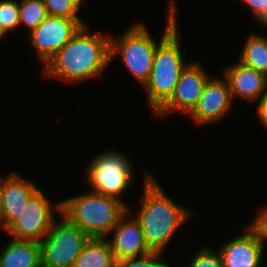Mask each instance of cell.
Listing matches in <instances>:
<instances>
[{
	"label": "cell",
	"mask_w": 267,
	"mask_h": 267,
	"mask_svg": "<svg viewBox=\"0 0 267 267\" xmlns=\"http://www.w3.org/2000/svg\"><path fill=\"white\" fill-rule=\"evenodd\" d=\"M88 31V25L83 26L45 65L42 74L70 82L99 77L111 62L110 35Z\"/></svg>",
	"instance_id": "cell-1"
},
{
	"label": "cell",
	"mask_w": 267,
	"mask_h": 267,
	"mask_svg": "<svg viewBox=\"0 0 267 267\" xmlns=\"http://www.w3.org/2000/svg\"><path fill=\"white\" fill-rule=\"evenodd\" d=\"M145 176L142 204L135 218L141 225L147 246L152 251L163 252L192 212L174 203L152 174Z\"/></svg>",
	"instance_id": "cell-2"
},
{
	"label": "cell",
	"mask_w": 267,
	"mask_h": 267,
	"mask_svg": "<svg viewBox=\"0 0 267 267\" xmlns=\"http://www.w3.org/2000/svg\"><path fill=\"white\" fill-rule=\"evenodd\" d=\"M176 8L171 1L168 21L156 47L149 79L144 84L148 106L154 113L171 97L181 72L189 64L183 60L179 46Z\"/></svg>",
	"instance_id": "cell-3"
},
{
	"label": "cell",
	"mask_w": 267,
	"mask_h": 267,
	"mask_svg": "<svg viewBox=\"0 0 267 267\" xmlns=\"http://www.w3.org/2000/svg\"><path fill=\"white\" fill-rule=\"evenodd\" d=\"M55 210L90 238H106L129 208L122 200L92 191L64 199Z\"/></svg>",
	"instance_id": "cell-4"
},
{
	"label": "cell",
	"mask_w": 267,
	"mask_h": 267,
	"mask_svg": "<svg viewBox=\"0 0 267 267\" xmlns=\"http://www.w3.org/2000/svg\"><path fill=\"white\" fill-rule=\"evenodd\" d=\"M157 43L142 23L134 24L118 39L110 37V60L116 54L141 85L148 81Z\"/></svg>",
	"instance_id": "cell-5"
},
{
	"label": "cell",
	"mask_w": 267,
	"mask_h": 267,
	"mask_svg": "<svg viewBox=\"0 0 267 267\" xmlns=\"http://www.w3.org/2000/svg\"><path fill=\"white\" fill-rule=\"evenodd\" d=\"M133 171L129 158L112 150L92 159L86 178L93 192L121 200L120 196L133 180Z\"/></svg>",
	"instance_id": "cell-6"
},
{
	"label": "cell",
	"mask_w": 267,
	"mask_h": 267,
	"mask_svg": "<svg viewBox=\"0 0 267 267\" xmlns=\"http://www.w3.org/2000/svg\"><path fill=\"white\" fill-rule=\"evenodd\" d=\"M62 222L54 220L50 230L40 242L41 267H73L75 260L90 237L64 216Z\"/></svg>",
	"instance_id": "cell-7"
},
{
	"label": "cell",
	"mask_w": 267,
	"mask_h": 267,
	"mask_svg": "<svg viewBox=\"0 0 267 267\" xmlns=\"http://www.w3.org/2000/svg\"><path fill=\"white\" fill-rule=\"evenodd\" d=\"M85 25L82 19L48 15L29 33V39L37 57L46 65Z\"/></svg>",
	"instance_id": "cell-8"
},
{
	"label": "cell",
	"mask_w": 267,
	"mask_h": 267,
	"mask_svg": "<svg viewBox=\"0 0 267 267\" xmlns=\"http://www.w3.org/2000/svg\"><path fill=\"white\" fill-rule=\"evenodd\" d=\"M52 206L39 189L29 199L19 219L6 232L16 240L40 243L55 220Z\"/></svg>",
	"instance_id": "cell-9"
},
{
	"label": "cell",
	"mask_w": 267,
	"mask_h": 267,
	"mask_svg": "<svg viewBox=\"0 0 267 267\" xmlns=\"http://www.w3.org/2000/svg\"><path fill=\"white\" fill-rule=\"evenodd\" d=\"M192 63V64H191ZM181 72L171 97L155 112L164 116L169 112L181 111L190 114L196 107L205 83L210 76L199 62H191Z\"/></svg>",
	"instance_id": "cell-10"
},
{
	"label": "cell",
	"mask_w": 267,
	"mask_h": 267,
	"mask_svg": "<svg viewBox=\"0 0 267 267\" xmlns=\"http://www.w3.org/2000/svg\"><path fill=\"white\" fill-rule=\"evenodd\" d=\"M209 78L194 110L189 114L197 124L215 123L229 112L233 100L227 79Z\"/></svg>",
	"instance_id": "cell-11"
},
{
	"label": "cell",
	"mask_w": 267,
	"mask_h": 267,
	"mask_svg": "<svg viewBox=\"0 0 267 267\" xmlns=\"http://www.w3.org/2000/svg\"><path fill=\"white\" fill-rule=\"evenodd\" d=\"M39 189L32 181L11 172L2 177V211L0 225L7 231L20 217L29 199Z\"/></svg>",
	"instance_id": "cell-12"
},
{
	"label": "cell",
	"mask_w": 267,
	"mask_h": 267,
	"mask_svg": "<svg viewBox=\"0 0 267 267\" xmlns=\"http://www.w3.org/2000/svg\"><path fill=\"white\" fill-rule=\"evenodd\" d=\"M246 230L218 250L222 267H259L261 264L264 242L251 225Z\"/></svg>",
	"instance_id": "cell-13"
},
{
	"label": "cell",
	"mask_w": 267,
	"mask_h": 267,
	"mask_svg": "<svg viewBox=\"0 0 267 267\" xmlns=\"http://www.w3.org/2000/svg\"><path fill=\"white\" fill-rule=\"evenodd\" d=\"M128 213L127 211L111 230L114 236L108 240L116 261L144 256L152 251L147 246L139 221L136 218L127 219Z\"/></svg>",
	"instance_id": "cell-14"
},
{
	"label": "cell",
	"mask_w": 267,
	"mask_h": 267,
	"mask_svg": "<svg viewBox=\"0 0 267 267\" xmlns=\"http://www.w3.org/2000/svg\"><path fill=\"white\" fill-rule=\"evenodd\" d=\"M224 77L229 84L232 100L238 97L256 102L267 94V76L239 61L225 68Z\"/></svg>",
	"instance_id": "cell-15"
},
{
	"label": "cell",
	"mask_w": 267,
	"mask_h": 267,
	"mask_svg": "<svg viewBox=\"0 0 267 267\" xmlns=\"http://www.w3.org/2000/svg\"><path fill=\"white\" fill-rule=\"evenodd\" d=\"M0 267H41L40 243L12 238L0 254Z\"/></svg>",
	"instance_id": "cell-16"
},
{
	"label": "cell",
	"mask_w": 267,
	"mask_h": 267,
	"mask_svg": "<svg viewBox=\"0 0 267 267\" xmlns=\"http://www.w3.org/2000/svg\"><path fill=\"white\" fill-rule=\"evenodd\" d=\"M116 258L106 238H90L73 267H116Z\"/></svg>",
	"instance_id": "cell-17"
},
{
	"label": "cell",
	"mask_w": 267,
	"mask_h": 267,
	"mask_svg": "<svg viewBox=\"0 0 267 267\" xmlns=\"http://www.w3.org/2000/svg\"><path fill=\"white\" fill-rule=\"evenodd\" d=\"M240 54L239 62L267 76V38L265 36L252 33Z\"/></svg>",
	"instance_id": "cell-18"
},
{
	"label": "cell",
	"mask_w": 267,
	"mask_h": 267,
	"mask_svg": "<svg viewBox=\"0 0 267 267\" xmlns=\"http://www.w3.org/2000/svg\"><path fill=\"white\" fill-rule=\"evenodd\" d=\"M48 16L43 0H22L19 3V25L34 30Z\"/></svg>",
	"instance_id": "cell-19"
},
{
	"label": "cell",
	"mask_w": 267,
	"mask_h": 267,
	"mask_svg": "<svg viewBox=\"0 0 267 267\" xmlns=\"http://www.w3.org/2000/svg\"><path fill=\"white\" fill-rule=\"evenodd\" d=\"M48 15L69 19H80L77 15L83 0H43Z\"/></svg>",
	"instance_id": "cell-20"
},
{
	"label": "cell",
	"mask_w": 267,
	"mask_h": 267,
	"mask_svg": "<svg viewBox=\"0 0 267 267\" xmlns=\"http://www.w3.org/2000/svg\"><path fill=\"white\" fill-rule=\"evenodd\" d=\"M19 26V4L15 0L0 1V27L5 33Z\"/></svg>",
	"instance_id": "cell-21"
},
{
	"label": "cell",
	"mask_w": 267,
	"mask_h": 267,
	"mask_svg": "<svg viewBox=\"0 0 267 267\" xmlns=\"http://www.w3.org/2000/svg\"><path fill=\"white\" fill-rule=\"evenodd\" d=\"M162 253L151 251L144 256L124 258L117 261L116 267H170L169 264L160 260L163 255Z\"/></svg>",
	"instance_id": "cell-22"
},
{
	"label": "cell",
	"mask_w": 267,
	"mask_h": 267,
	"mask_svg": "<svg viewBox=\"0 0 267 267\" xmlns=\"http://www.w3.org/2000/svg\"><path fill=\"white\" fill-rule=\"evenodd\" d=\"M191 260L189 267H222V259L219 252H214L208 247L199 249Z\"/></svg>",
	"instance_id": "cell-23"
},
{
	"label": "cell",
	"mask_w": 267,
	"mask_h": 267,
	"mask_svg": "<svg viewBox=\"0 0 267 267\" xmlns=\"http://www.w3.org/2000/svg\"><path fill=\"white\" fill-rule=\"evenodd\" d=\"M249 5L253 17L263 26L267 23V0H244Z\"/></svg>",
	"instance_id": "cell-24"
},
{
	"label": "cell",
	"mask_w": 267,
	"mask_h": 267,
	"mask_svg": "<svg viewBox=\"0 0 267 267\" xmlns=\"http://www.w3.org/2000/svg\"><path fill=\"white\" fill-rule=\"evenodd\" d=\"M256 217L250 225L258 232L261 240L265 243V240H267V206H263L261 210L259 209Z\"/></svg>",
	"instance_id": "cell-25"
},
{
	"label": "cell",
	"mask_w": 267,
	"mask_h": 267,
	"mask_svg": "<svg viewBox=\"0 0 267 267\" xmlns=\"http://www.w3.org/2000/svg\"><path fill=\"white\" fill-rule=\"evenodd\" d=\"M257 105L258 118L263 126L267 128V94L259 100Z\"/></svg>",
	"instance_id": "cell-26"
},
{
	"label": "cell",
	"mask_w": 267,
	"mask_h": 267,
	"mask_svg": "<svg viewBox=\"0 0 267 267\" xmlns=\"http://www.w3.org/2000/svg\"><path fill=\"white\" fill-rule=\"evenodd\" d=\"M2 199V177L0 178V218H1V211H2V206H1V200Z\"/></svg>",
	"instance_id": "cell-27"
},
{
	"label": "cell",
	"mask_w": 267,
	"mask_h": 267,
	"mask_svg": "<svg viewBox=\"0 0 267 267\" xmlns=\"http://www.w3.org/2000/svg\"><path fill=\"white\" fill-rule=\"evenodd\" d=\"M6 33L4 32V30L0 27V40L3 38V36L5 35Z\"/></svg>",
	"instance_id": "cell-28"
}]
</instances>
